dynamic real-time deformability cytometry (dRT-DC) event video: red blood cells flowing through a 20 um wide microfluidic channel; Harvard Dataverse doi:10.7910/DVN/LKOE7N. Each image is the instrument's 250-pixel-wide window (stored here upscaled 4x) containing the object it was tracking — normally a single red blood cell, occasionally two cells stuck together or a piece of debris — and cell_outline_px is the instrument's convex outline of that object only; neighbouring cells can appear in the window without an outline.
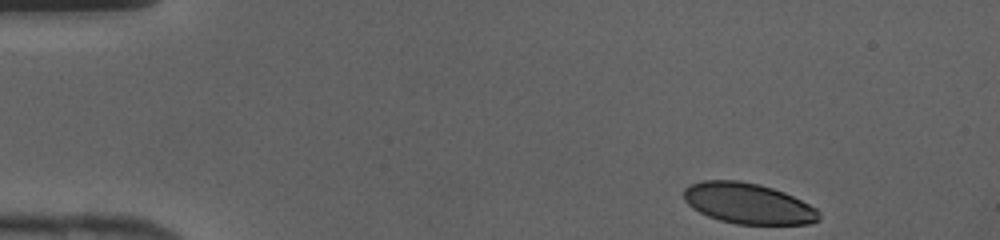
{"species": "human", "species_latin": "Homo sapiens", "temperature_condition": "cold", "stored_images_in_passage": 8, "camera_frame_rate_fps": 3000, "um_per_image_px": 0.085, "donor": {"sex": "female"}, "frame": {"image": 1, "passage_image": 1, "time_ms": 0.0, "image_size_px": [1000, 240], "cell_outline_px": [[820, 220], [812, 224], [736, 224], [720, 220], [708, 216], [692, 208], [684, 200], [684, 188], [688, 184], [704, 180], [736, 180], [760, 184], [784, 192], [816, 208], [820, 212]], "centroid_in_image_um": [63.58, 17.29], "position_along_channel_um": 21.4, "area_um2": 32.19}}